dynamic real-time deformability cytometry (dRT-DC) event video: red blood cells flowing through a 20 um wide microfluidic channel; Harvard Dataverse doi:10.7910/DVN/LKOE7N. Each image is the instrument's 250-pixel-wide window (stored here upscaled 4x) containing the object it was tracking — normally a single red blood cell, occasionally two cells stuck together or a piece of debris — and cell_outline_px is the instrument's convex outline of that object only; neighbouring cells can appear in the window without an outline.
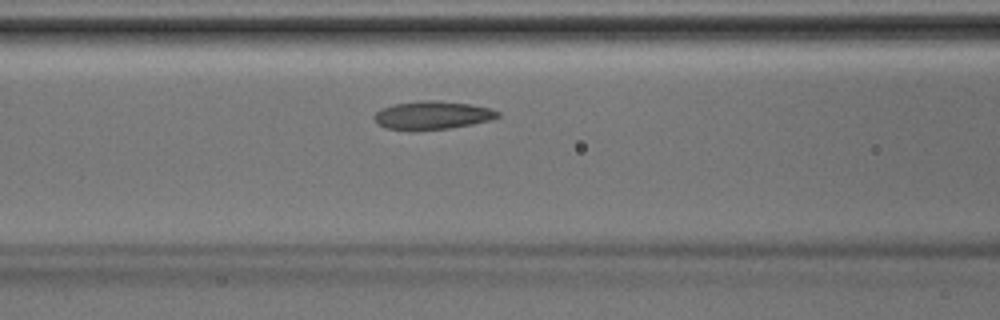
{"species": "Egyptian fruit bat (a non-hibernating species)", "species_latin": "Rousettus aegyptiacus", "temperature_condition": "room temperature", "stored_images_in_passage": 32, "camera_frame_rate_fps": 3000, "um_per_image_px": 0.085, "animal": {"sex": "male"}, "frame": {"image": 1, "passage_image": 11, "time_ms": 3.333, "image_size_px": [1000, 320], "cell_outline_px": [[500, 116], [492, 120], [472, 124], [448, 128], [412, 132], [408, 132], [384, 128], [372, 116], [380, 108], [392, 104], [420, 100], [436, 100], [468, 104], [488, 108], [500, 112]], "centroid_in_image_um": [36.69, 9.81], "position_along_channel_um": 129.9, "area_um2": 20.75}}
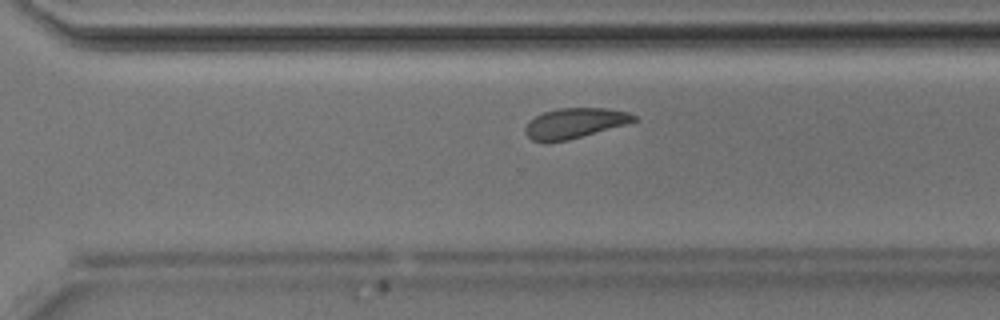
{"frame": {"image": 2, "passage_image": 23, "time_ms": 7.333, "image_size_px": [1000, 320], "cell_outline_px": [[640, 120], [628, 124], [568, 140], [544, 144], [532, 140], [524, 132], [524, 128], [536, 116], [544, 112], [560, 108], [604, 108], [628, 112], [636, 116]], "centroid_in_image_um": [48.87, 10.49], "position_along_channel_um": 321.7, "area_um2": 19.31}}
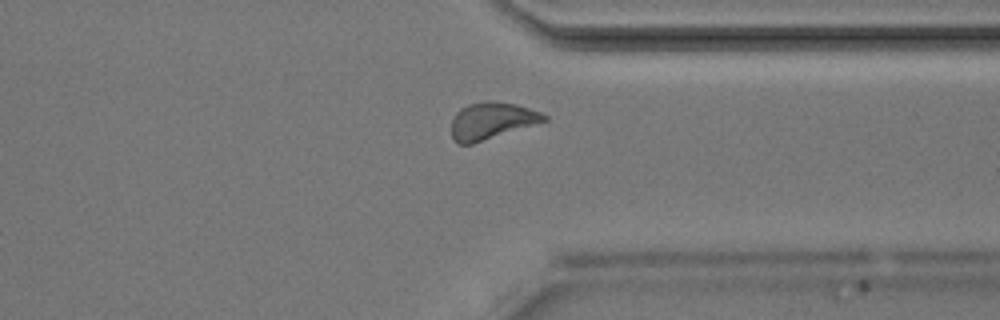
{"frame": {"image": 3, "passage_image": 26, "time_ms": 8.333, "image_size_px": [1000, 320], "cell_outline_px": [[548, 120], [472, 144], [460, 144], [452, 136], [452, 120], [456, 112], [460, 108], [468, 104], [484, 100], [488, 100], [516, 104], [540, 112], [548, 116]], "centroid_in_image_um": [41.78, 10.24], "position_along_channel_um": 369.6, "area_um2": 19.77}}